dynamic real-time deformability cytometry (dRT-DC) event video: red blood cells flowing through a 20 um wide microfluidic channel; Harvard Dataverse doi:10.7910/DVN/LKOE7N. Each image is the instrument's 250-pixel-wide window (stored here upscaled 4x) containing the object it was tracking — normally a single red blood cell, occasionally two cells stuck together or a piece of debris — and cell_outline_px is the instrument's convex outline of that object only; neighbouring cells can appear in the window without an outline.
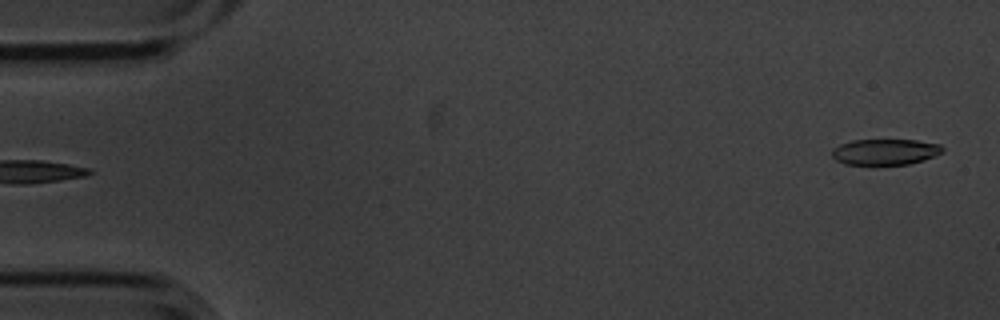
{"species": "common noctule bat (a hibernating species)", "species_latin": "Nyctalus noctula", "temperature_condition": "cold", "stored_images_in_passage": 5, "camera_frame_rate_fps": 3000, "um_per_image_px": 0.085, "animal": {"sex": "male", "body_mass_g": 20.1, "forearm_length_mm": 53.5}, "frame": {"image": 1, "passage_image": 5, "time_ms": 1.333, "image_size_px": [1000, 320], "cell_outline_px": [[944, 152], [936, 156], [924, 160], [908, 164], [876, 168], [844, 164], [836, 160], [832, 156], [832, 148], [840, 144], [852, 140], [916, 140], [940, 144], [944, 148]], "centroid_in_image_um": [75.22, 12.96], "position_along_channel_um": 9.8, "area_um2": 17.69}}